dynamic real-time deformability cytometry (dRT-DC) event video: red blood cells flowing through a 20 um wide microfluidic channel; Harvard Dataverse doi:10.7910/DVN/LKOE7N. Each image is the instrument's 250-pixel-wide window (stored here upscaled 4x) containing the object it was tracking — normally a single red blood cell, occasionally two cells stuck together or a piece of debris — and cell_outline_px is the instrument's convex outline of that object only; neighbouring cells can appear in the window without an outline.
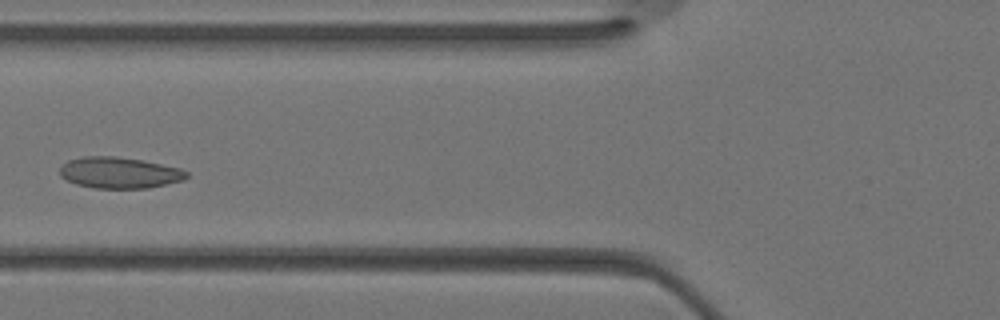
{"species": "Egyptian fruit bat (a non-hibernating species)", "species_latin": "Rousettus aegyptiacus", "temperature_condition": "warm", "stored_images_in_passage": 32, "camera_frame_rate_fps": 3000, "um_per_image_px": 0.085, "animal": {"sex": "female"}, "frame": {"image": 1, "passage_image": 11, "time_ms": 3.333, "image_size_px": [1000, 320], "cell_outline_px": [[188, 176], [184, 180], [148, 188], [96, 188], [76, 184], [60, 176], [60, 168], [68, 160], [84, 156], [116, 156], [144, 160], [180, 168], [188, 172]], "centroid_in_image_um": [10.17, 14.67], "position_along_channel_um": 115.6, "area_um2": 23.06}}
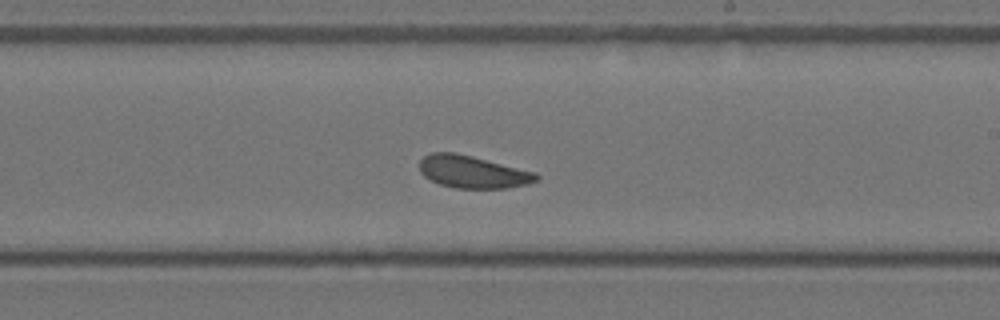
{"frame": {"image": 2, "passage_image": 18, "time_ms": 5.667, "image_size_px": [1000, 320], "cell_outline_px": [[540, 180], [528, 184], [504, 188], [456, 188], [440, 184], [424, 176], [420, 172], [420, 160], [424, 156], [432, 152], [456, 152], [536, 172], [540, 176]], "centroid_in_image_um": [40.2, 14.6], "position_along_channel_um": 248.8, "area_um2": 22.08}}
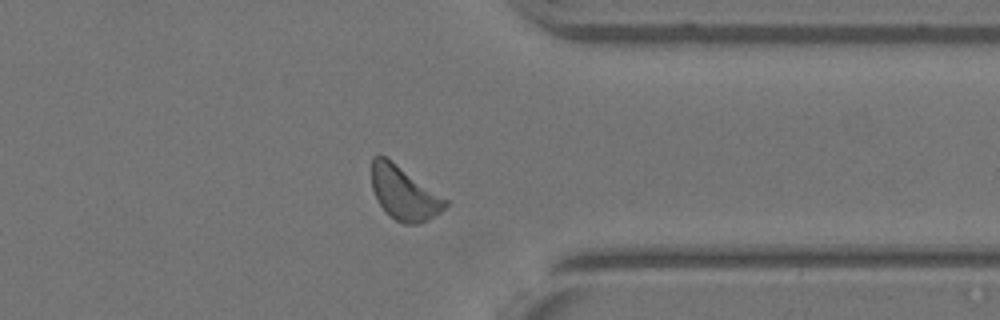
{"frame": {"image": 3, "passage_image": 25, "time_ms": 8.0, "image_size_px": [1000, 320], "cell_outline_px": [[448, 204], [440, 212], [428, 220], [416, 224], [404, 224], [396, 220], [380, 204], [372, 188], [372, 156], [384, 156], [396, 164], [448, 200]], "centroid_in_image_um": [34.35, 16.43], "position_along_channel_um": 377.0, "area_um2": 22.31}}